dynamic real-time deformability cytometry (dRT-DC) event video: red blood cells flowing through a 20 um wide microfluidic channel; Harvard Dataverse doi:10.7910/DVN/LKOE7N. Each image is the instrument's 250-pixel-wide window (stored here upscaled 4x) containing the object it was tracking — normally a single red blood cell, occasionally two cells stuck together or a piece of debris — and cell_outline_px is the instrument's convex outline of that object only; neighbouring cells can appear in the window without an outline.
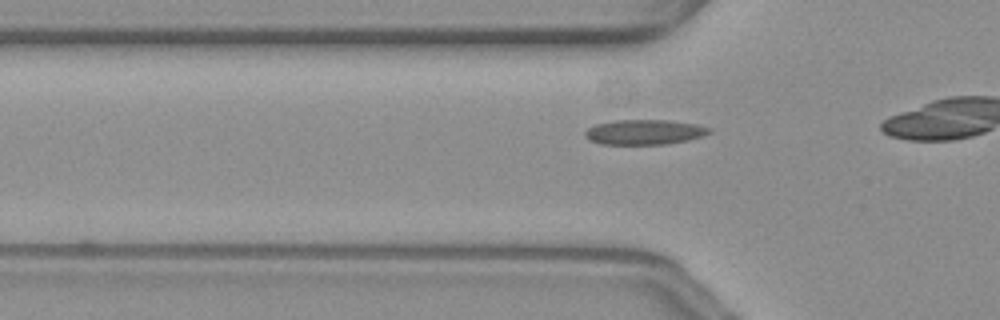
{"species": "common noctule bat (a hibernating species)", "species_latin": "Nyctalus noctula", "temperature_condition": "warm", "stored_images_in_passage": 15, "camera_frame_rate_fps": 3000, "um_per_image_px": 0.085, "animal": {"sex": "female", "body_mass_g": 19.3, "forearm_length_mm": 54.1}, "frame": {"image": 1, "passage_image": 9, "time_ms": 2.667, "image_size_px": [1000, 320], "cell_outline_px": [[712, 128], [708, 132], [700, 136], [684, 140], [664, 144], [600, 144], [584, 136], [584, 132], [588, 128], [596, 124], [612, 120], [668, 120], [696, 124]], "centroid_in_image_um": [54.71, 11.21], "position_along_channel_um": 71.1, "area_um2": 17.8}}
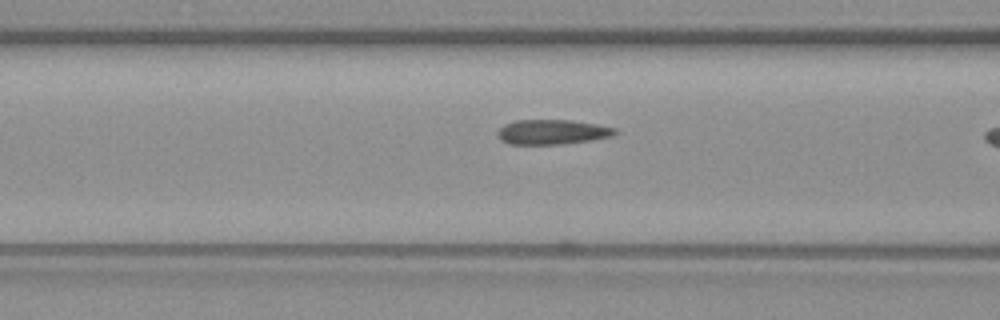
{"frame": {"image": 2, "passage_image": 13, "time_ms": 4.0, "image_size_px": [1000, 320], "cell_outline_px": [[620, 132], [612, 136], [592, 140], [560, 144], [508, 144], [500, 140], [496, 132], [504, 124], [516, 120], [572, 120], [596, 124], [616, 128]], "centroid_in_image_um": [46.94, 11.22], "position_along_channel_um": 119.7, "area_um2": 17.11}}